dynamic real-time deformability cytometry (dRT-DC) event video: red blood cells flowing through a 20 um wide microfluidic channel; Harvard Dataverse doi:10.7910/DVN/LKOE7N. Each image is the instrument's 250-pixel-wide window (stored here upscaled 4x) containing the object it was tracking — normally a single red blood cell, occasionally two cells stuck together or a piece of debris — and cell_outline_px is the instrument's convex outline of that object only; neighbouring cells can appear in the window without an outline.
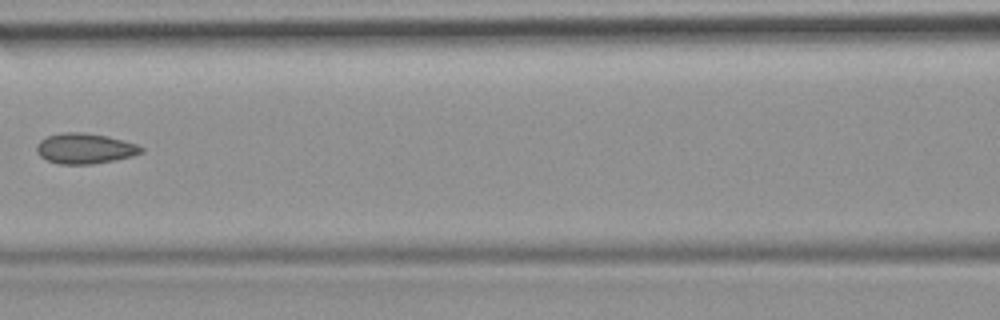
{"species": "common noctule bat (a hibernating species)", "species_latin": "Nyctalus noctula", "temperature_condition": "room temperature", "stored_images_in_passage": 6, "camera_frame_rate_fps": 3000, "um_per_image_px": 0.085, "animal": {"sex": "female", "body_mass_g": 19.9}, "frame": {"image": 1, "passage_image": 5, "time_ms": 4.667, "image_size_px": [1000, 320], "cell_outline_px": [[144, 152], [132, 156], [116, 160], [92, 164], [60, 164], [48, 160], [40, 156], [36, 152], [36, 144], [40, 140], [48, 136], [60, 132], [84, 132], [124, 140], [136, 144], [144, 148]], "centroid_in_image_um": [7.21, 12.62], "position_along_channel_um": 159.4, "area_um2": 18.61}}
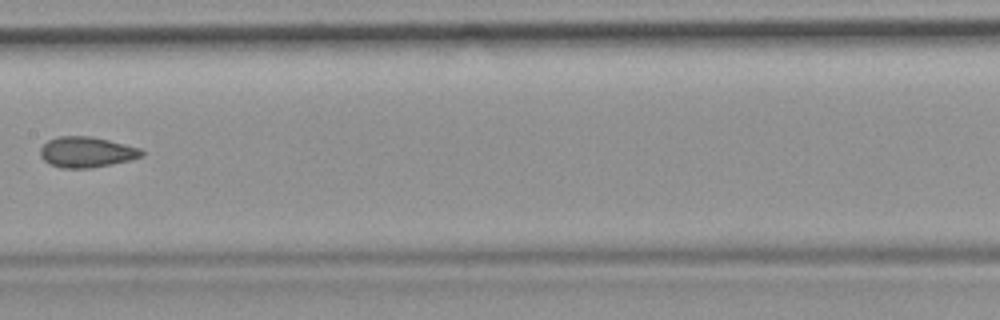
{"frame": {"image": 2, "passage_image": 6, "time_ms": 5.667, "image_size_px": [1000, 320], "cell_outline_px": [[144, 156], [112, 164], [92, 168], [60, 168], [48, 164], [40, 156], [40, 148], [48, 140], [60, 136], [92, 136], [140, 148], [144, 152]], "centroid_in_image_um": [7.34, 12.93], "position_along_channel_um": 200.1, "area_um2": 18.15}}